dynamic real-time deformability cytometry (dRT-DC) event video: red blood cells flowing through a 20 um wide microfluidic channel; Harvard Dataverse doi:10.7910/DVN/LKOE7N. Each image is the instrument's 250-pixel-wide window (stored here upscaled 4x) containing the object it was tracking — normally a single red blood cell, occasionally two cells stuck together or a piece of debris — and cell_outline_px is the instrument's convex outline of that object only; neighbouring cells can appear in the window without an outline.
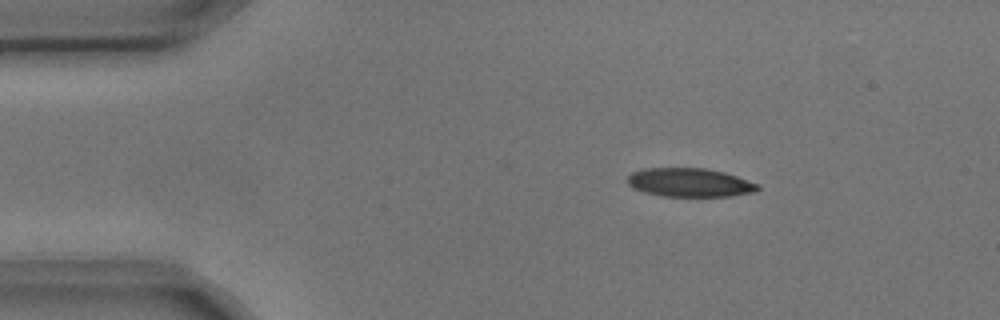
{"species": "common noctule bat (a hibernating species)", "species_latin": "Nyctalus noctula", "temperature_condition": "cold", "stored_images_in_passage": 3, "camera_frame_rate_fps": 3000, "um_per_image_px": 0.085, "animal": {"sex": "male", "body_mass_g": 17.9, "forearm_length_mm": 54.2}, "frame": {"image": 1, "passage_image": 1, "time_ms": 0.0, "image_size_px": [1000, 320], "cell_outline_px": [[760, 188], [756, 192], [732, 196], [664, 196], [644, 192], [632, 188], [628, 184], [628, 176], [632, 172], [644, 168], [704, 168], [724, 172], [760, 184]], "centroid_in_image_um": [58.64, 15.51], "position_along_channel_um": 26.4, "area_um2": 21.85}}
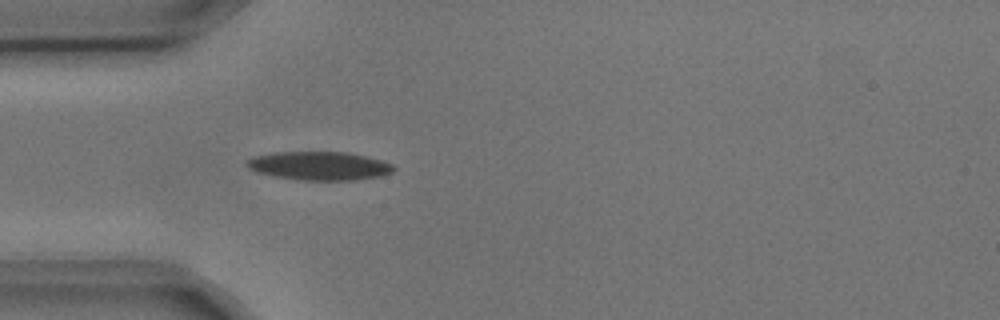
{"frame": {"image": 2, "passage_image": 3, "time_ms": 0.667, "image_size_px": [1000, 320], "cell_outline_px": [[396, 168], [392, 172], [380, 176], [352, 180], [304, 180], [276, 176], [256, 172], [248, 168], [244, 164], [252, 156], [272, 152], [348, 152], [368, 156], [392, 164]], "centroid_in_image_um": [27.12, 14.08], "position_along_channel_um": 57.9, "area_um2": 24.45}}